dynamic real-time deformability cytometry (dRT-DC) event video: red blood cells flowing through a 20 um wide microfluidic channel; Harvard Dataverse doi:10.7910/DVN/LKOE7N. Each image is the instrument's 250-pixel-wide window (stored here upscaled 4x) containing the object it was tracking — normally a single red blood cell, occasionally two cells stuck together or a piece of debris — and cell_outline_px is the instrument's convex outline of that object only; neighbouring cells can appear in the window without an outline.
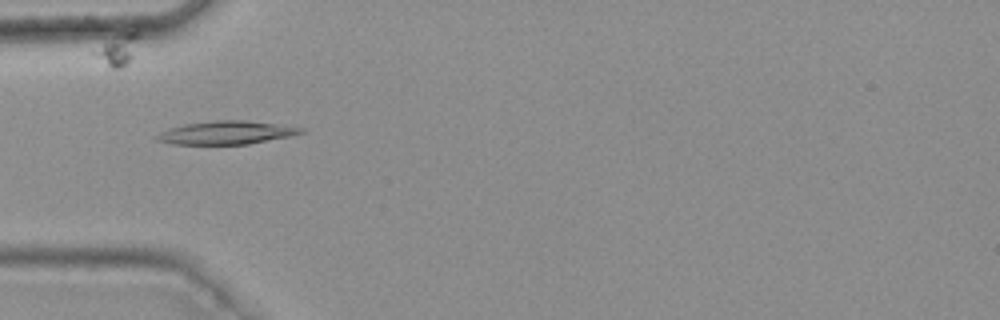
{"species": "common noctule bat (a hibernating species)", "species_latin": "Nyctalus noctula", "temperature_condition": "warm", "stored_images_in_passage": 49, "camera_frame_rate_fps": 3000, "um_per_image_px": 0.085, "animal": {"sex": "female", "body_mass_g": 25.1}, "frame": {"image": 1, "passage_image": 17, "time_ms": 5.333, "image_size_px": [1000, 320], "cell_outline_px": [[304, 132], [292, 136], [248, 144], [172, 144], [156, 140], [152, 136], [168, 128], [184, 124], [212, 120], [244, 120], [304, 128]], "centroid_in_image_um": [19.18, 11.28], "position_along_channel_um": 65.8, "area_um2": 19.59}}
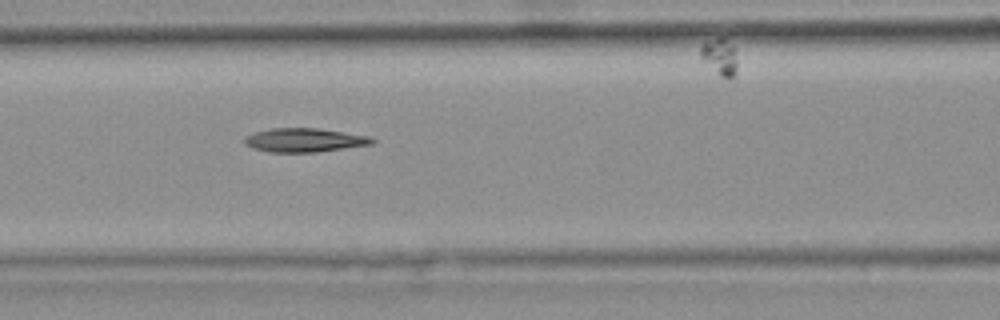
{"frame": {"image": 2, "passage_image": 23, "time_ms": 7.333, "image_size_px": [1000, 320], "cell_outline_px": [[376, 140], [372, 144], [316, 152], [268, 152], [252, 148], [244, 144], [244, 136], [256, 132], [272, 128], [320, 128], [368, 136]], "centroid_in_image_um": [25.84, 11.91], "position_along_channel_um": 140.8, "area_um2": 17.69}}
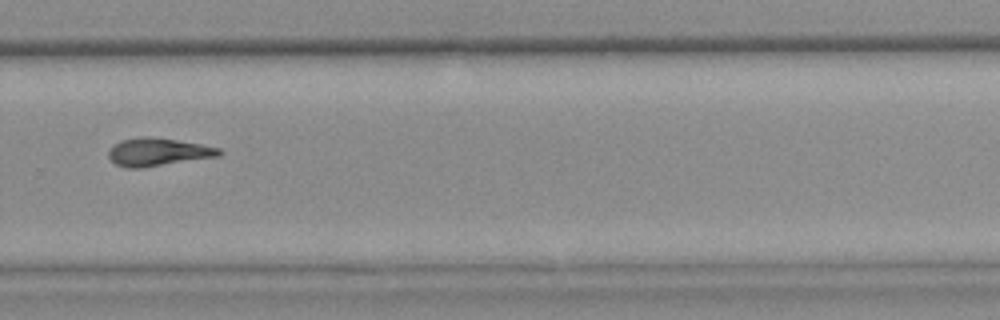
{"frame": {"image": 3, "passage_image": 37, "time_ms": 12.0, "image_size_px": [1000, 320], "cell_outline_px": [[224, 152], [220, 156], [140, 168], [128, 168], [116, 164], [108, 156], [108, 148], [120, 140], [148, 136], [152, 136], [200, 144], [220, 148]], "centroid_in_image_um": [13.43, 12.91], "position_along_channel_um": 316.4, "area_um2": 17.98}, "authors_computed_cell_mechanics": {"area_um2": 17.8024, "velocity_mm_per_s": 3.7688, "shape_relaxation_time_tau1_ms": 5.3456, "shape_relaxation_time_tau2_ms": 7.9464, "deformation_change_tau1": 0.1995, "deformation_change_tau2": 0.189}}